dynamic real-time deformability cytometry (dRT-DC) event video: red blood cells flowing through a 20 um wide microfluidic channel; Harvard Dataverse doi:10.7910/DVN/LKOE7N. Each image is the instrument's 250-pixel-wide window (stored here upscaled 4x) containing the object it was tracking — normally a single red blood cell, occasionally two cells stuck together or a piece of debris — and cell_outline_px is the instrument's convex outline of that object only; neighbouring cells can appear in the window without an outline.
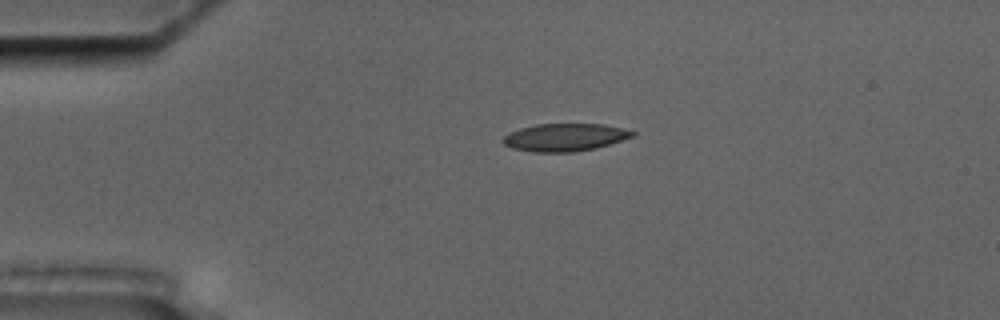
{"species": "common noctule bat (a hibernating species)", "species_latin": "Nyctalus noctula", "temperature_condition": "cold", "stored_images_in_passage": 8, "camera_frame_rate_fps": 3000, "um_per_image_px": 0.085, "animal": {"sex": "male", "body_mass_g": 17.5, "forearm_length_mm": 52.3}, "frame": {"image": 1, "passage_image": 1, "time_ms": 0.0, "image_size_px": [1000, 320], "cell_outline_px": [[636, 136], [596, 148], [576, 152], [532, 152], [512, 148], [504, 144], [500, 140], [508, 132], [520, 128], [536, 124], [604, 124], [636, 132]], "centroid_in_image_um": [47.99, 11.68], "position_along_channel_um": 37.0, "area_um2": 21.04}}
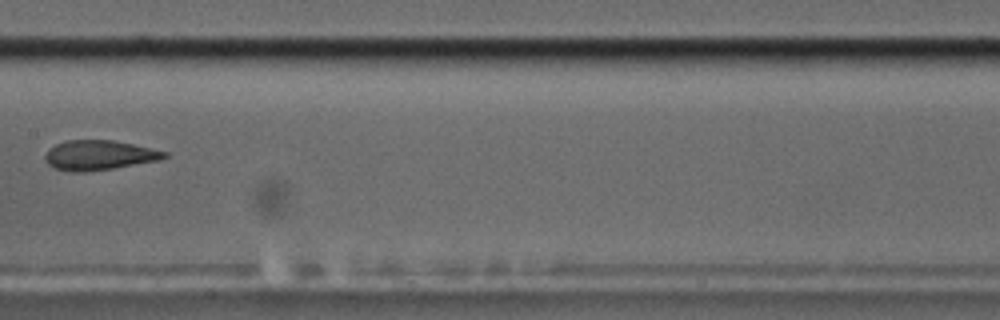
{"frame": {"image": 2, "passage_image": 6, "time_ms": 5.667, "image_size_px": [1000, 320], "cell_outline_px": [[168, 156], [160, 160], [112, 168], [84, 172], [72, 172], [56, 168], [48, 164], [44, 160], [44, 156], [48, 148], [56, 144], [68, 140], [112, 140], [132, 144], [168, 152]], "centroid_in_image_um": [8.39, 13.19], "position_along_channel_um": 199.0, "area_um2": 20.58}}
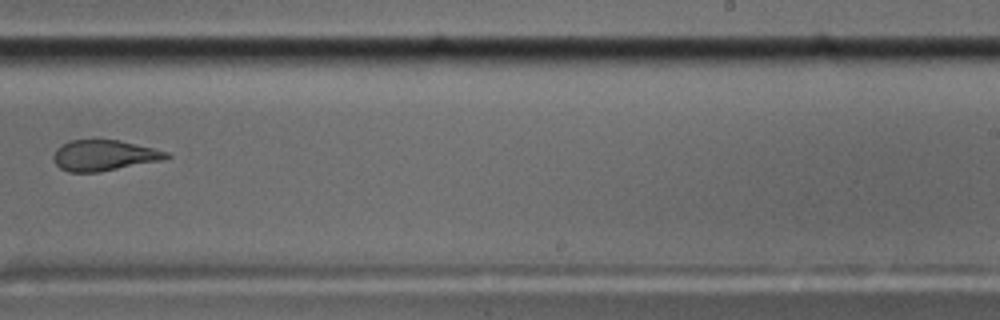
{"frame": {"image": 3, "passage_image": 8, "time_ms": 8.0, "image_size_px": [1000, 320], "cell_outline_px": [[172, 156], [160, 160], [100, 172], [68, 172], [60, 168], [52, 160], [52, 156], [56, 148], [68, 140], [120, 140], [168, 152]], "centroid_in_image_um": [8.78, 13.21], "position_along_channel_um": 280.2, "area_um2": 20.17}}